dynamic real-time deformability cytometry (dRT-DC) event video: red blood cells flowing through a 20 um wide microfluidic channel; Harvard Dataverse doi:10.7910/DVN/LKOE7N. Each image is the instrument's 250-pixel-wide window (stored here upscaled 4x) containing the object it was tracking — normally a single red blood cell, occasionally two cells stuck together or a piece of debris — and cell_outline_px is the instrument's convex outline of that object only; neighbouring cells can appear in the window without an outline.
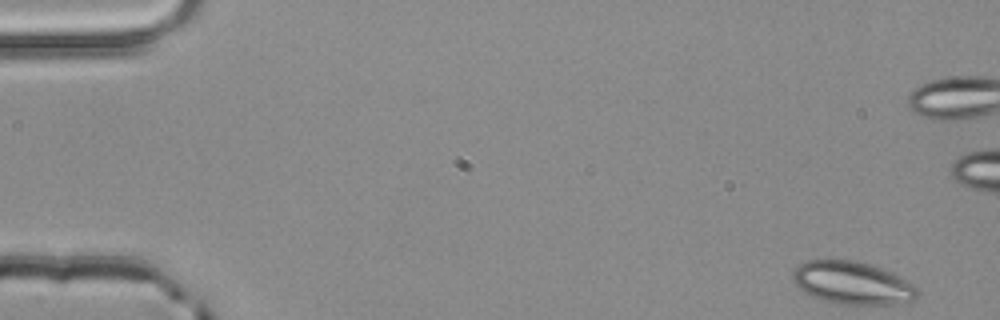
{"species": "common noctule bat (a hibernating species)", "species_latin": "Nyctalus noctula", "temperature_condition": "room temperature", "stored_images_in_passage": 5, "camera_frame_rate_fps": 3000, "um_per_image_px": 0.085, "animal": {"sex": "male", "body_mass_g": 20.4}, "frame": {"image": 1, "passage_image": 1, "time_ms": 0.0, "image_size_px": [1000, 320], "cell_outline_px": [[920, 292], [912, 300], [892, 304], [836, 304], [812, 296], [804, 292], [792, 280], [792, 272], [804, 260], [852, 260], [868, 264], [892, 272], [916, 284], [920, 288]], "centroid_in_image_um": [72.47, 24.05], "position_along_channel_um": 12.5, "area_um2": 31.1}}